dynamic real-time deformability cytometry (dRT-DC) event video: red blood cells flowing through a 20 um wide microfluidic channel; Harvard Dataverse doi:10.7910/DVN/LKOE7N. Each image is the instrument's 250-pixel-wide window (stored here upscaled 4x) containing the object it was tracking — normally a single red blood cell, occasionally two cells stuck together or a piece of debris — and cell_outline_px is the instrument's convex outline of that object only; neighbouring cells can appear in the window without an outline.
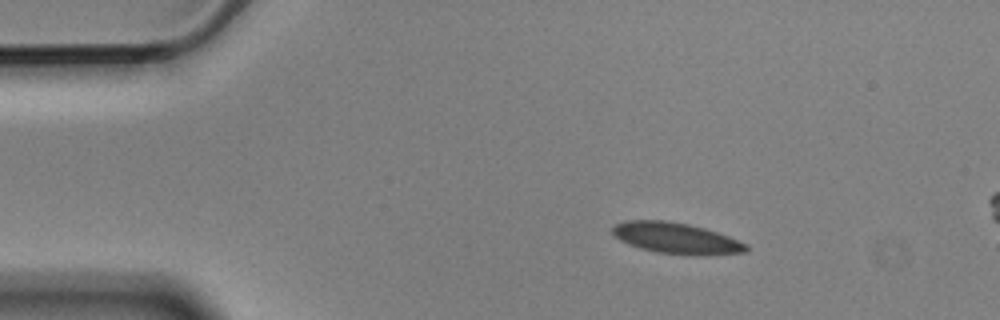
{"species": "Egyptian fruit bat (a non-hibernating species)", "species_latin": "Rousettus aegyptiacus", "temperature_condition": "cold", "stored_images_in_passage": 6, "segment_of_instrument_passage": [1, 2], "camera_frame_rate_fps": 3000, "um_per_image_px": 0.085, "animal": {"sex": "male"}, "frame": {"image": 1, "passage_image": 3, "time_ms": 0.667, "image_size_px": [1000, 320], "cell_outline_px": [[748, 252], [708, 256], [692, 256], [656, 252], [640, 248], [620, 240], [612, 236], [612, 228], [616, 224], [624, 220], [664, 220], [688, 224], [704, 228], [728, 236], [748, 244]], "centroid_in_image_um": [57.5, 20.26], "position_along_channel_um": 27.5, "area_um2": 24.51}}